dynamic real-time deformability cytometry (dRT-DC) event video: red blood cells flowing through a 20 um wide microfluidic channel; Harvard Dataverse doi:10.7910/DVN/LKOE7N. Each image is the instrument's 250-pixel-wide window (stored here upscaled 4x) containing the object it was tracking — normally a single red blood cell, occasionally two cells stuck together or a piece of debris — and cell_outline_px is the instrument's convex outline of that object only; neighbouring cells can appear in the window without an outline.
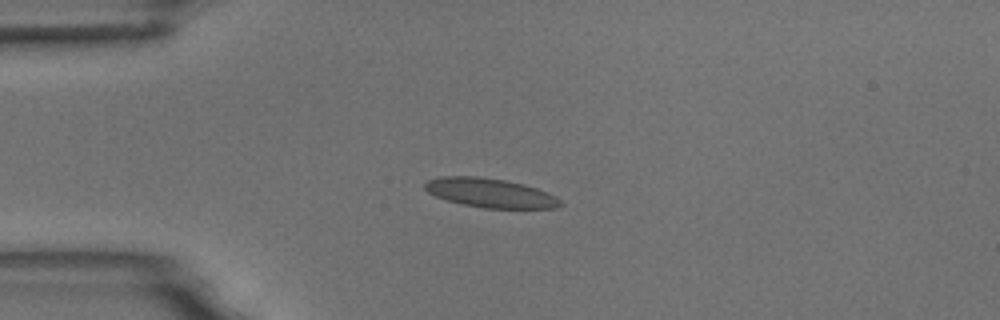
{"species": "common noctule bat (a hibernating species)", "species_latin": "Nyctalus noctula", "temperature_condition": "room temperature", "stored_images_in_passage": 5, "camera_frame_rate_fps": 3000, "um_per_image_px": 0.085, "animal": {"sex": "male", "body_mass_g": 18.8}, "frame": {"image": 1, "passage_image": 1, "time_ms": 0.0, "image_size_px": [1000, 320], "cell_outline_px": [[564, 204], [556, 208], [484, 208], [464, 204], [448, 200], [436, 196], [428, 192], [424, 188], [424, 184], [428, 180], [440, 176], [480, 176], [504, 180], [524, 184], [536, 188], [556, 196]], "centroid_in_image_um": [41.68, 16.39], "position_along_channel_um": 43.3, "area_um2": 22.95}}